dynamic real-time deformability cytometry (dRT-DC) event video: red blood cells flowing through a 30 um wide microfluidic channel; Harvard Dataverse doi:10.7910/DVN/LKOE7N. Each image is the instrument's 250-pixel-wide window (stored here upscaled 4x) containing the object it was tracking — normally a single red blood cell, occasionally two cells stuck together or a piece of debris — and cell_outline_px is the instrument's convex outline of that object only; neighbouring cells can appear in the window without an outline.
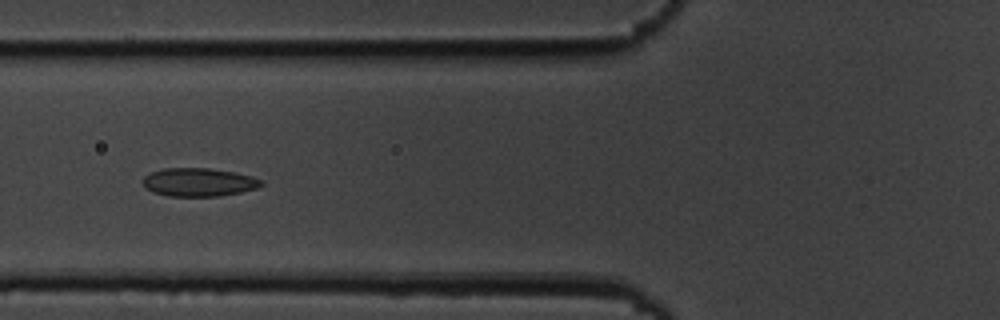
{"species": "common noctule bat (a hibernating species)", "species_latin": "Nyctalus noctula", "temperature_condition": "cold", "stored_images_in_passage": 14, "camera_frame_rate_fps": 3000, "um_per_image_px": 0.085, "animal": {"sex": "male", "body_mass_g": 19.5, "forearm_length_mm": 54.6}, "frame": {"image": 1, "passage_image": 5, "time_ms": 5.333, "image_size_px": [1000, 320], "cell_outline_px": [[264, 184], [256, 188], [240, 192], [220, 196], [168, 196], [152, 192], [144, 184], [144, 176], [152, 172], [164, 168], [208, 168], [236, 172], [252, 176], [264, 180]], "centroid_in_image_um": [16.94, 15.48], "position_along_channel_um": 108.9, "area_um2": 19.54}}
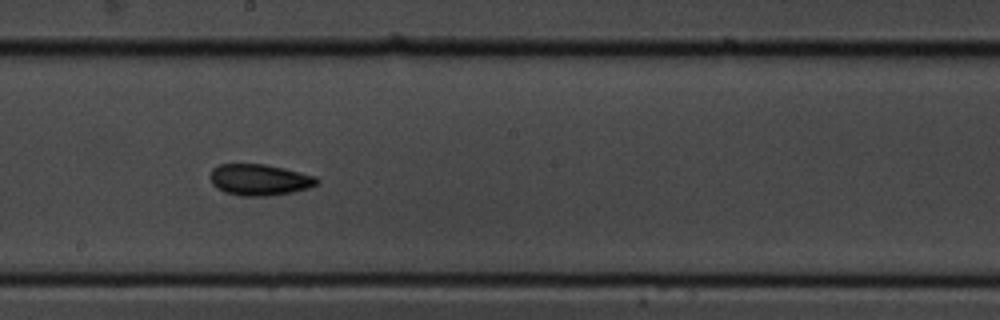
{"frame": {"image": 2, "passage_image": 8, "time_ms": 8.667, "image_size_px": [1000, 320], "cell_outline_px": [[320, 180], [316, 184], [308, 188], [292, 192], [268, 196], [240, 196], [224, 192], [216, 188], [212, 184], [208, 176], [212, 168], [220, 164], [264, 164], [284, 168], [316, 176]], "centroid_in_image_um": [22.01, 15.28], "position_along_channel_um": 226.2, "area_um2": 19.65}}
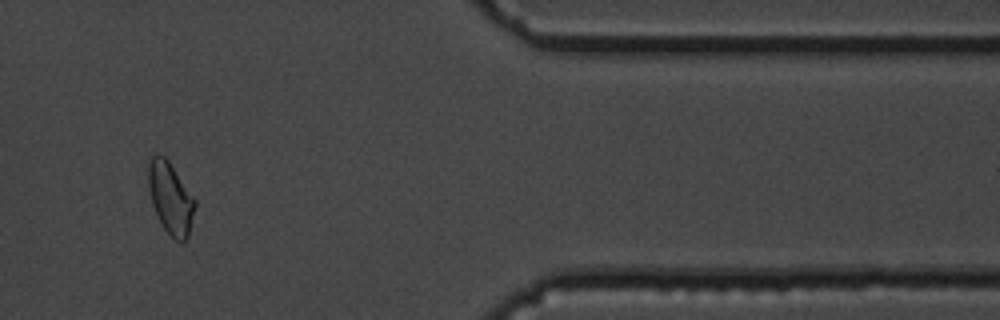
{"frame": {"image": 3, "passage_image": 12, "time_ms": 14.333, "image_size_px": [1000, 320], "cell_outline_px": [[196, 204], [188, 236], [184, 240], [176, 240], [164, 228], [152, 204], [148, 188], [148, 164], [152, 156], [164, 156], [168, 160], [196, 200]], "centroid_in_image_um": [14.49, 16.82], "position_along_channel_um": 396.9, "area_um2": 19.02}, "authors_computed_cell_mechanics": {"area_um2": 19.5653, "velocity_mm_per_s": 3.531, "shape_relaxation_time_tau1_ms": 3.1756, "shape_relaxation_time_tau2_ms": 1.6678, "deformation_change_tau1": 0.0654, "deformation_change_tau2": 0.0457}}